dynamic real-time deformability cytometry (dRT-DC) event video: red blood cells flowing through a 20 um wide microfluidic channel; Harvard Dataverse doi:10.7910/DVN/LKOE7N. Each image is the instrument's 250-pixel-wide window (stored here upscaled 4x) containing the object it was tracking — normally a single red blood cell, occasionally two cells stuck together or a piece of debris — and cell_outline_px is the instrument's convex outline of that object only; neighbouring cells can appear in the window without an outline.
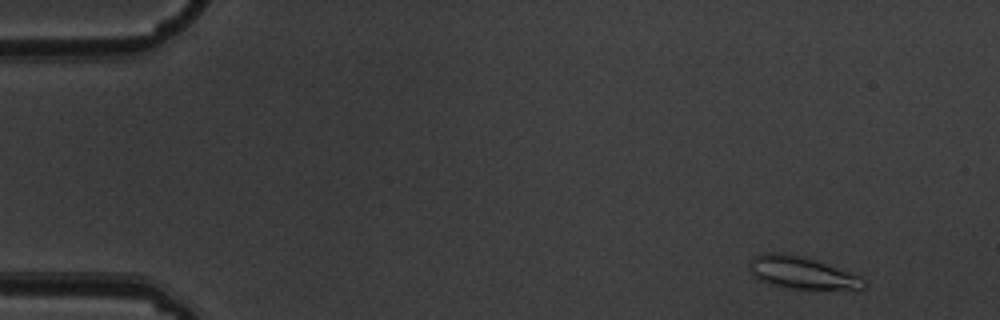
{"species": "common noctule bat (a hibernating species)", "species_latin": "Nyctalus noctula", "temperature_condition": "warm", "stored_images_in_passage": 5, "camera_frame_rate_fps": 3000, "um_per_image_px": 0.085, "animal": {"sex": "male", "body_mass_g": 19.5, "forearm_length_mm": 54.6}, "frame": {"image": 1, "passage_image": 2, "time_ms": 0.333, "image_size_px": [1000, 320], "cell_outline_px": [[868, 284], [864, 288], [788, 288], [772, 284], [760, 280], [748, 268], [748, 264], [752, 256], [764, 252], [776, 252], [804, 256], [860, 276]], "centroid_in_image_um": [68.1, 23.15], "position_along_channel_um": 16.9, "area_um2": 21.1}}
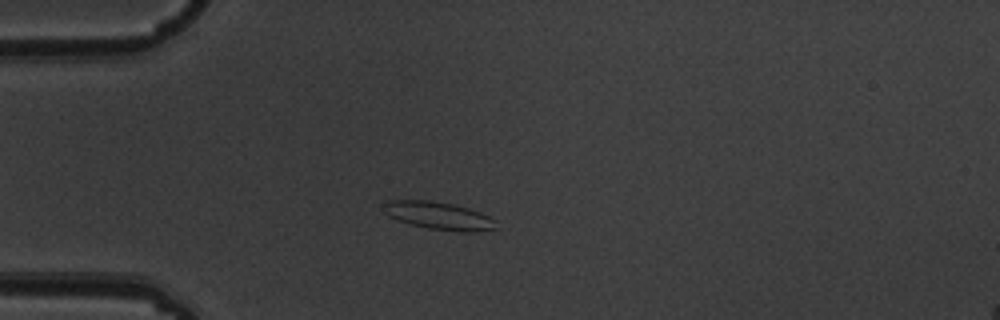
{"frame": {"image": 2, "passage_image": 5, "time_ms": 1.333, "image_size_px": [1000, 320], "cell_outline_px": [[500, 228], [476, 232], [456, 232], [428, 228], [412, 224], [388, 216], [380, 208], [384, 200], [428, 200], [452, 204], [468, 208], [480, 212], [496, 220]], "centroid_in_image_um": [37.31, 18.34], "position_along_channel_um": 47.7, "area_um2": 18.5}}